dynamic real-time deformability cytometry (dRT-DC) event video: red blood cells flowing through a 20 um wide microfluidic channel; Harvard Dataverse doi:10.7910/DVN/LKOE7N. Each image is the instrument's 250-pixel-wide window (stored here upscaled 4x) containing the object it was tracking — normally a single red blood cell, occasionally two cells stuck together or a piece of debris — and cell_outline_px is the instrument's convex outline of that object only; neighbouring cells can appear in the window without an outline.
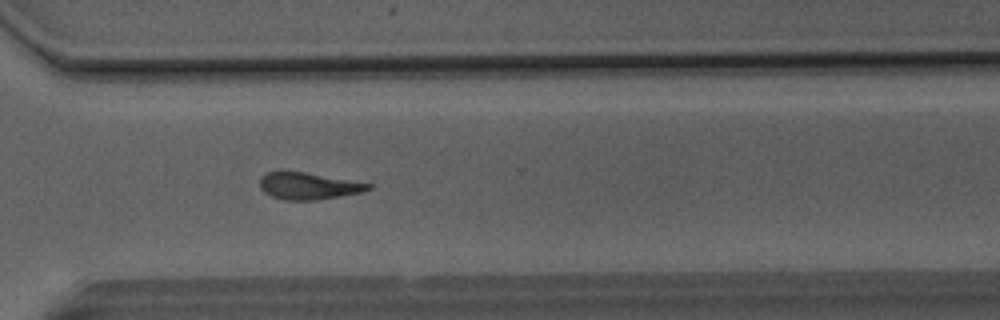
{"species": "Egyptian fruit bat (a non-hibernating species)", "species_latin": "Rousettus aegyptiacus", "temperature_condition": "room temperature", "stored_images_in_passage": 50, "camera_frame_rate_fps": 3000, "um_per_image_px": 0.085, "animal": {"sex": "male"}, "frame": {"image": 1, "passage_image": 36, "time_ms": 11.667, "image_size_px": [1000, 320], "cell_outline_px": [[372, 188], [360, 192], [340, 196], [316, 200], [284, 200], [272, 196], [264, 192], [260, 188], [260, 180], [268, 172], [304, 172], [372, 184]], "centroid_in_image_um": [26.21, 15.82], "position_along_channel_um": 344.4, "area_um2": 16.59}}
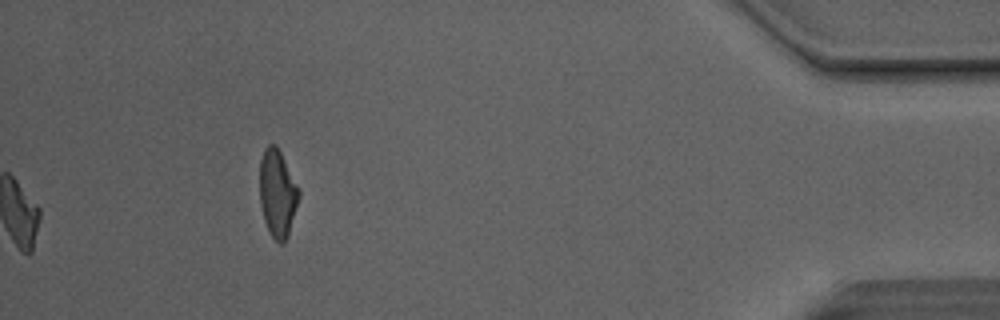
{"frame": {"image": 2, "passage_image": 50, "time_ms": 16.333, "image_size_px": [1000, 320], "cell_outline_px": [[300, 196], [288, 236], [284, 244], [280, 244], [272, 236], [264, 220], [260, 204], [260, 160], [264, 148], [268, 144], [276, 144], [300, 188]], "centroid_in_image_um": [23.6, 16.42], "position_along_channel_um": 411.6, "area_um2": 20.11}, "authors_computed_cell_mechanics": {"area_um2": 18.0047, "velocity_mm_per_s": 4.1506, "shape_relaxation_time_tau1_ms": null, "shape_relaxation_time_tau2_ms": 3.4664, "deformation_change_tau1": null, "deformation_change_tau2": 0.1433}}